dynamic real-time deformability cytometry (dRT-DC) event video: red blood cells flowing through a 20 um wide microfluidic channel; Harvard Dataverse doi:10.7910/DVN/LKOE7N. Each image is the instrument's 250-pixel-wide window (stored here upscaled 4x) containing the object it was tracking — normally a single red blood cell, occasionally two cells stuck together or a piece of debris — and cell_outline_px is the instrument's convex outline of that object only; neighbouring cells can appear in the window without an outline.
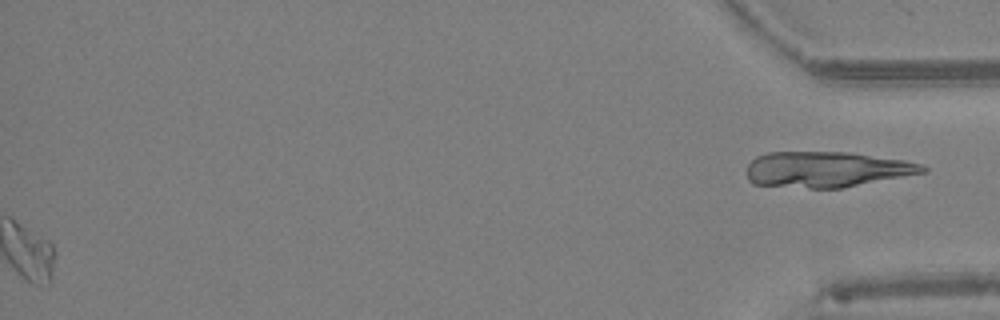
{"species": "Egyptian fruit bat (a non-hibernating species)", "species_latin": "Rousettus aegyptiacus", "temperature_condition": "warm", "stored_images_in_passage": 46, "segment_of_instrument_passage": [2, 2], "camera_frame_rate_fps": 3000, "um_per_image_px": 0.085, "animal": {"sex": "female"}, "frame": {"image": 1, "passage_image": 46, "time_ms": 15.0, "image_size_px": [1000, 320], "cell_outline_px": [[928, 172], [844, 188], [808, 188], [752, 184], [748, 180], [748, 164], [756, 156], [768, 152], [848, 152], [904, 160], [920, 164], [928, 168]], "centroid_in_image_um": [70.28, 14.4], "position_along_channel_um": 364.9, "area_um2": 36.76}}